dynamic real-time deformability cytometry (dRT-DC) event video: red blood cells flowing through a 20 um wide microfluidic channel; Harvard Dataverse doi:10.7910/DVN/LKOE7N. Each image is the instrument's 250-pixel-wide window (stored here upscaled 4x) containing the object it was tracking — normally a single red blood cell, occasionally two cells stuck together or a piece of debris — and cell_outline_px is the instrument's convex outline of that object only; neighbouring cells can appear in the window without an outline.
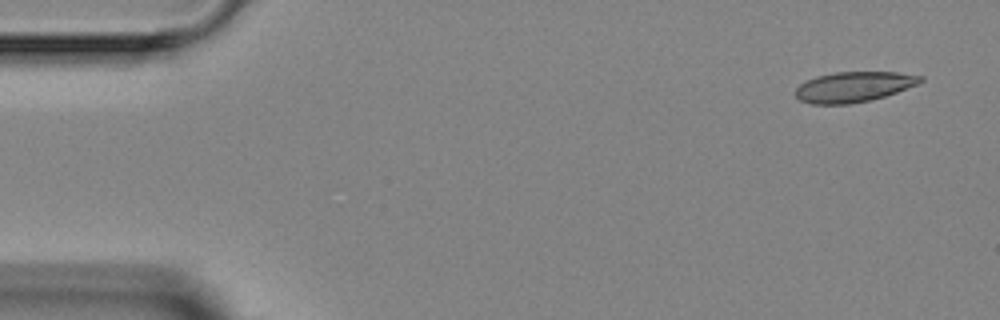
{"species": "Egyptian fruit bat (a non-hibernating species)", "species_latin": "Rousettus aegyptiacus", "temperature_condition": "room temperature", "stored_images_in_passage": 5, "segment_of_instrument_passage": [1, 2], "camera_frame_rate_fps": 3000, "um_per_image_px": 0.085, "animal": {"sex": "female"}, "frame": {"image": 1, "passage_image": 1, "time_ms": 0.0, "image_size_px": [1000, 320], "cell_outline_px": [[924, 80], [916, 84], [896, 92], [884, 96], [868, 100], [848, 104], [812, 104], [800, 100], [796, 96], [796, 88], [800, 84], [816, 76], [836, 72], [896, 72], [924, 76]], "centroid_in_image_um": [72.56, 7.37], "position_along_channel_um": 12.4, "area_um2": 21.79}}
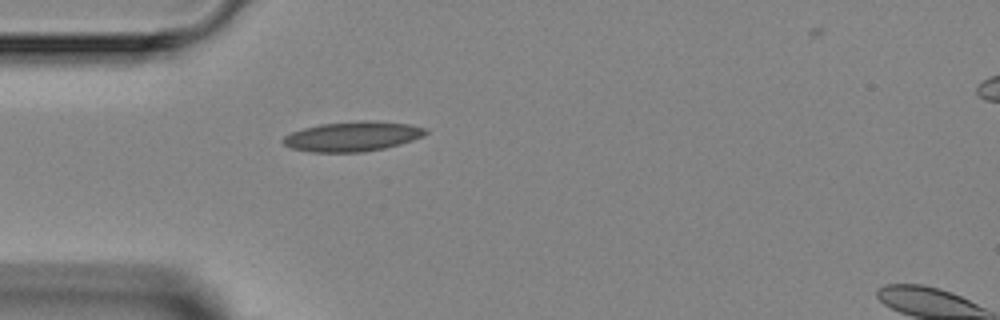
{"frame": {"image": 2, "passage_image": 4, "time_ms": 3.667, "image_size_px": [1000, 320], "cell_outline_px": [[428, 132], [424, 136], [400, 144], [384, 148], [364, 152], [312, 152], [292, 148], [284, 144], [280, 140], [284, 136], [292, 132], [304, 128], [320, 124], [360, 120], [376, 120], [412, 124], [424, 128]], "centroid_in_image_um": [29.98, 11.58], "position_along_channel_um": 55.0, "area_um2": 24.91}}